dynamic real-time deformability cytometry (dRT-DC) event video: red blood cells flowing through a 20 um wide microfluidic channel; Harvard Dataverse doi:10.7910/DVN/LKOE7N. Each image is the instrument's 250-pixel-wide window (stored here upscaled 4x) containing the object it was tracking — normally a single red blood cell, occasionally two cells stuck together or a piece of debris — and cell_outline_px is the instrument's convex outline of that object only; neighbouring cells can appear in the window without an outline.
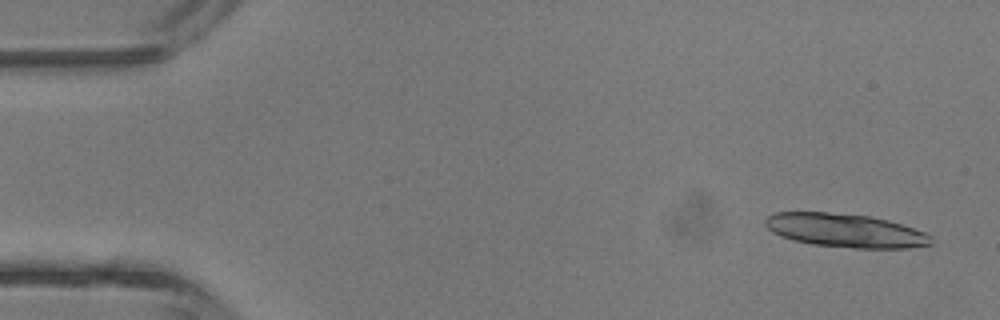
{"species": "common noctule bat (a hibernating species)", "species_latin": "Nyctalus noctula", "temperature_condition": "room temperature", "stored_images_in_passage": 3, "camera_frame_rate_fps": 3000, "um_per_image_px": 0.085, "animal": {"sex": "male", "body_mass_g": 13.3}, "frame": {"image": 1, "passage_image": 1, "time_ms": 0.0, "image_size_px": [1000, 320], "cell_outline_px": [[932, 244], [908, 248], [856, 248], [812, 244], [792, 240], [780, 236], [772, 232], [764, 224], [764, 220], [768, 216], [776, 212], [828, 212], [872, 216], [888, 220], [924, 232], [932, 236]], "centroid_in_image_um": [71.83, 19.59], "position_along_channel_um": 13.2, "area_um2": 32.48}}